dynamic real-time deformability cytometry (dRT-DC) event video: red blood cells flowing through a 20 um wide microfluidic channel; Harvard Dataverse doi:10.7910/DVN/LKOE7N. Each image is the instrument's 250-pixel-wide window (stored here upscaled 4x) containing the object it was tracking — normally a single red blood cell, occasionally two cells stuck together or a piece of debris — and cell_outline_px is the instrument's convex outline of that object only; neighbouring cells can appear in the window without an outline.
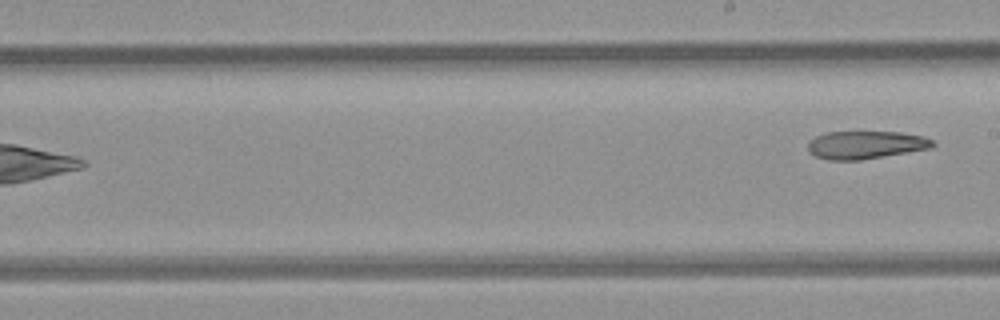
{"species": "common noctule bat (a hibernating species)", "species_latin": "Nyctalus noctula", "temperature_condition": "room temperature", "stored_images_in_passage": 9, "camera_frame_rate_fps": 3000, "um_per_image_px": 0.085, "animal": {"sex": "female", "body_mass_g": 21.9}, "frame": {"image": 1, "passage_image": 9, "time_ms": 2.667, "image_size_px": [1000, 320], "cell_outline_px": [[936, 144], [932, 148], [860, 160], [828, 160], [816, 156], [808, 152], [808, 140], [816, 136], [828, 132], [900, 132], [924, 136], [932, 140]], "centroid_in_image_um": [73.58, 12.31], "position_along_channel_um": 215.4, "area_um2": 20.35}}